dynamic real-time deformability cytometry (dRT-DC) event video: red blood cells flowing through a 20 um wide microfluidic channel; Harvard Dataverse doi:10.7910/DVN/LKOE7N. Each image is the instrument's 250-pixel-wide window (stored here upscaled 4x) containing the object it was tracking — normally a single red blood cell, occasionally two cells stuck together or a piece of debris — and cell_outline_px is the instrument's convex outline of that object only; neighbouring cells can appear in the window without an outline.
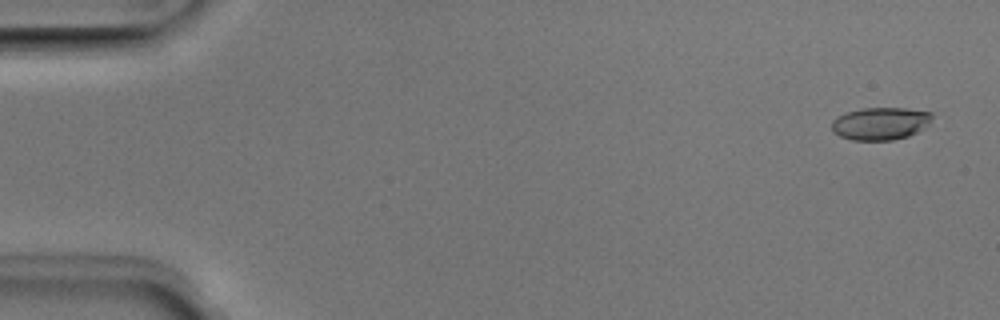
{"species": "Egyptian fruit bat (a non-hibernating species)", "species_latin": "Rousettus aegyptiacus", "temperature_condition": "room temperature", "stored_images_in_passage": 51, "camera_frame_rate_fps": 3000, "um_per_image_px": 0.085, "animal": {"sex": "male"}, "frame": {"image": 1, "passage_image": 3, "time_ms": 0.667, "image_size_px": [1000, 320], "cell_outline_px": [[932, 116], [928, 124], [916, 132], [908, 136], [892, 140], [852, 140], [840, 136], [832, 132], [832, 120], [836, 116], [848, 112], [864, 108], [904, 108], [932, 112]], "centroid_in_image_um": [74.8, 10.5], "position_along_channel_um": 10.2, "area_um2": 18.96}}
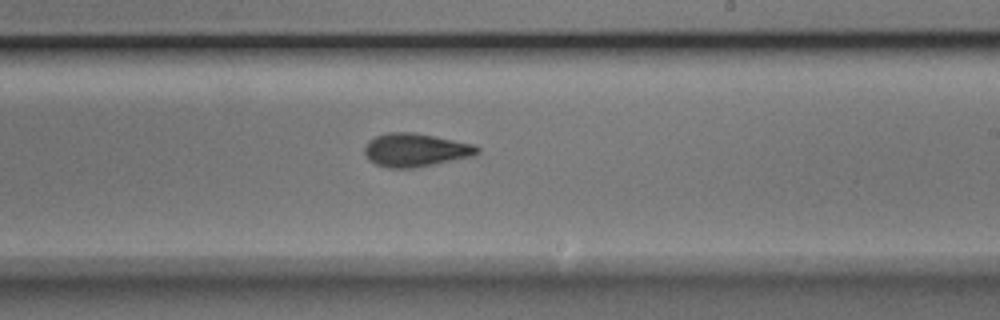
{"frame": {"image": 2, "passage_image": 31, "time_ms": 10.0, "image_size_px": [1000, 320], "cell_outline_px": [[480, 152], [472, 156], [412, 168], [388, 168], [376, 164], [368, 160], [364, 152], [364, 148], [368, 140], [376, 136], [388, 132], [416, 132], [472, 144], [480, 148]], "centroid_in_image_um": [35.27, 12.74], "position_along_channel_um": 253.7, "area_um2": 21.79}}
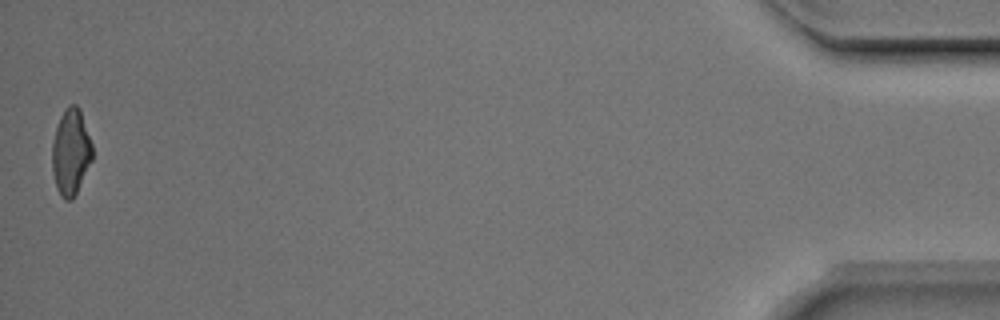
{"frame": {"image": 3, "passage_image": 51, "time_ms": 16.667, "image_size_px": [1000, 320], "cell_outline_px": [[92, 160], [72, 200], [64, 200], [60, 196], [56, 188], [52, 172], [52, 144], [56, 128], [60, 116], [68, 104], [76, 104], [80, 108], [92, 144]], "centroid_in_image_um": [6.01, 12.91], "position_along_channel_um": 429.2, "area_um2": 20.23}, "authors_computed_cell_mechanics": {"area_um2": 21.0392, "velocity_mm_per_s": 4.0391, "shape_relaxation_time_tau1_ms": 3.8606, "shape_relaxation_time_tau2_ms": 1.7555, "deformation_change_tau1": 0.1483, "deformation_change_tau2": 0.0884}}